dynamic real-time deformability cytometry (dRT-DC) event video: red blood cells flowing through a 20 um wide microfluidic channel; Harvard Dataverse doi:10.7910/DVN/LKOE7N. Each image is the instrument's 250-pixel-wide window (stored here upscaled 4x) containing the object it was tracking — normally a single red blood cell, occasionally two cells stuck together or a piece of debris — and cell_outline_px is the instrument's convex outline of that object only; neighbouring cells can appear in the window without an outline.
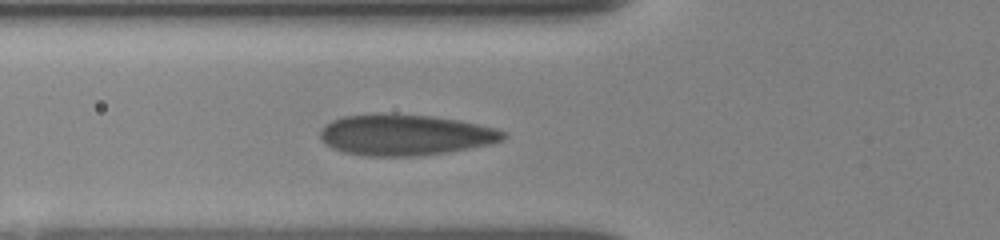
{"species": "human", "species_latin": "Homo sapiens", "temperature_condition": "room temperature", "stored_images_in_passage": 19, "camera_frame_rate_fps": 3000, "um_per_image_px": 0.085, "donor": {"sex": "female"}, "frame": {"image": 1, "passage_image": 2, "time_ms": 1.0, "image_size_px": [1000, 240], "cell_outline_px": [[508, 136], [504, 140], [492, 144], [448, 152], [420, 156], [368, 156], [344, 152], [332, 148], [324, 144], [320, 140], [320, 128], [324, 124], [340, 116], [376, 112], [380, 112], [432, 116], [460, 120], [496, 128], [504, 132]], "centroid_in_image_um": [34.4, 11.45], "position_along_channel_um": 91.4, "area_um2": 44.62}}
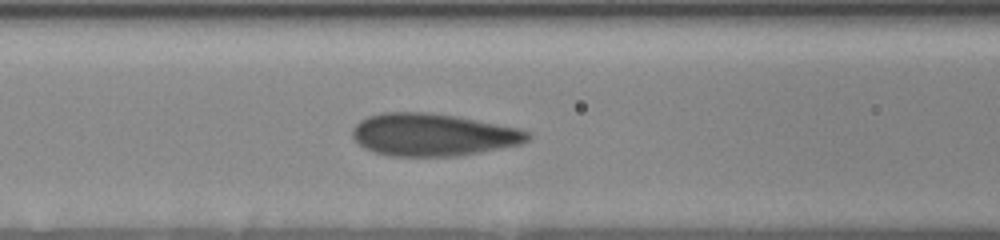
{"frame": {"image": 2, "passage_image": 8, "time_ms": 2.0, "image_size_px": [1000, 240], "cell_outline_px": [[532, 136], [528, 140], [520, 144], [460, 156], [388, 156], [364, 148], [352, 136], [352, 128], [360, 120], [368, 116], [380, 112], [428, 112], [456, 116], [516, 128], [528, 132]], "centroid_in_image_um": [36.76, 11.45], "position_along_channel_um": 129.8, "area_um2": 43.23}}
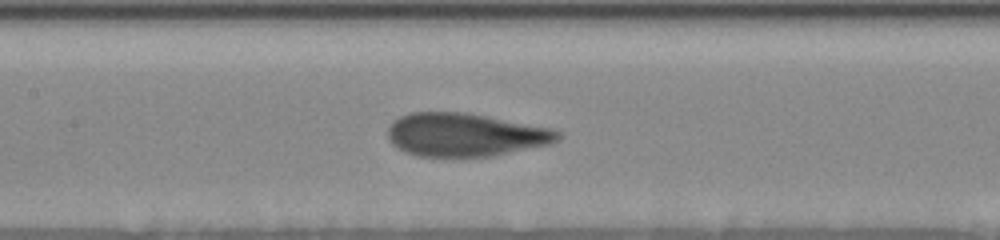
{"frame": {"image": 3, "passage_image": 16, "time_ms": 3.0, "image_size_px": [1000, 240], "cell_outline_px": [[560, 136], [556, 140], [548, 144], [492, 156], [416, 156], [404, 152], [396, 148], [388, 140], [388, 128], [400, 116], [412, 112], [464, 112], [548, 128], [560, 132]], "centroid_in_image_um": [39.46, 11.46], "position_along_channel_um": 167.9, "area_um2": 42.25}}